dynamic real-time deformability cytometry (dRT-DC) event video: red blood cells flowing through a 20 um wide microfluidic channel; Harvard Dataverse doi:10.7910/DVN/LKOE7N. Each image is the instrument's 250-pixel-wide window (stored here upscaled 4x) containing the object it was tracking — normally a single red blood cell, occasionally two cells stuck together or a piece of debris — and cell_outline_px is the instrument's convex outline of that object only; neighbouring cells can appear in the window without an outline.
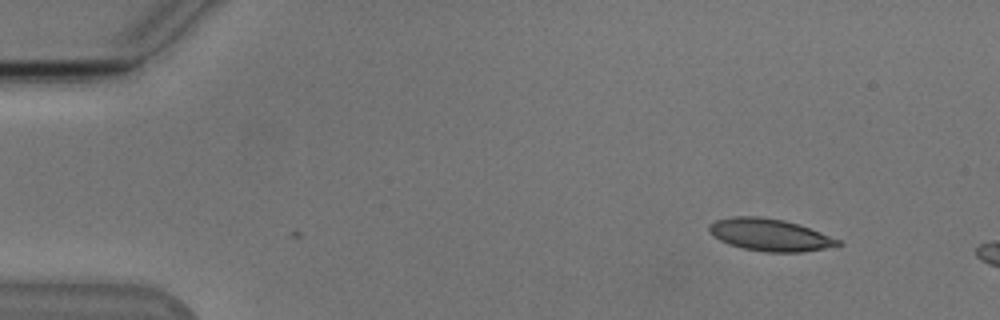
{"species": "Egyptian fruit bat (a non-hibernating species)", "species_latin": "Rousettus aegyptiacus", "temperature_condition": "cold", "stored_images_in_passage": 6, "camera_frame_rate_fps": 3000, "um_per_image_px": 0.085, "animal": {"sex": "male"}, "frame": {"image": 1, "passage_image": 1, "time_ms": 0.0, "image_size_px": [1000, 320], "cell_outline_px": [[844, 244], [824, 248], [800, 252], [764, 252], [744, 248], [728, 244], [712, 236], [708, 232], [708, 224], [716, 220], [732, 216], [760, 216], [784, 220], [800, 224], [840, 240]], "centroid_in_image_um": [65.39, 19.95], "position_along_channel_um": 19.6, "area_um2": 24.28}}